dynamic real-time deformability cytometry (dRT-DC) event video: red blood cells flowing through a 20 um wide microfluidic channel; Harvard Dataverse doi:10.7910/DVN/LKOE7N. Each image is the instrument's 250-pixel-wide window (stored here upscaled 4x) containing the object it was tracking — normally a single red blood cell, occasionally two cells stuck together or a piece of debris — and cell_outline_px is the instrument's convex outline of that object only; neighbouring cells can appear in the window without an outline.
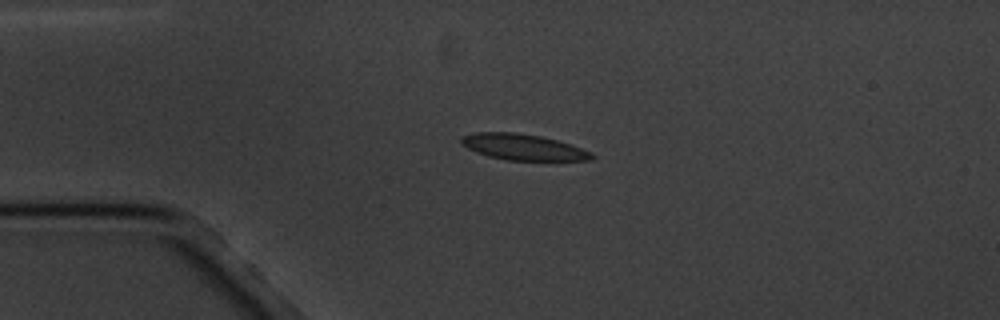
{"species": "common noctule bat (a hibernating species)", "species_latin": "Nyctalus noctula", "temperature_condition": "cold", "stored_images_in_passage": 5, "camera_frame_rate_fps": 3000, "um_per_image_px": 0.085, "animal": {"sex": "male", "body_mass_g": 20.1, "forearm_length_mm": 53.5}, "frame": {"image": 1, "passage_image": 3, "time_ms": 2.333, "image_size_px": [1000, 320], "cell_outline_px": [[596, 156], [592, 160], [508, 160], [488, 156], [476, 152], [460, 144], [460, 140], [464, 136], [476, 132], [516, 132], [540, 136], [556, 140], [580, 148]], "centroid_in_image_um": [44.42, 12.5], "position_along_channel_um": 40.6, "area_um2": 19.48}}
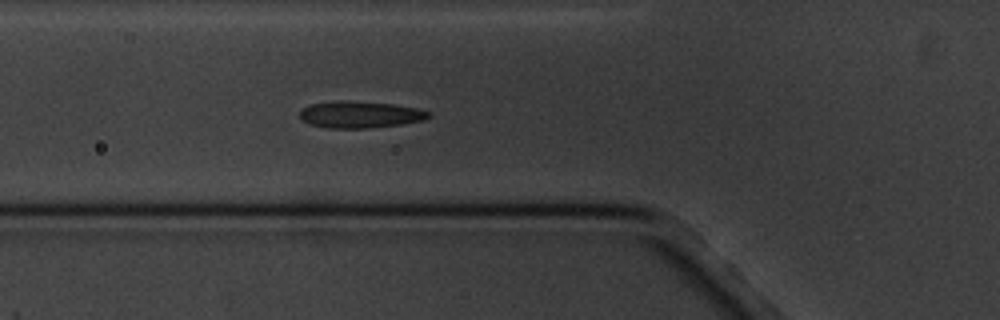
{"frame": {"image": 2, "passage_image": 5, "time_ms": 4.667, "image_size_px": [1000, 320], "cell_outline_px": [[432, 116], [424, 120], [404, 124], [368, 128], [324, 128], [312, 124], [304, 120], [300, 116], [300, 112], [304, 108], [312, 104], [392, 104], [416, 108], [432, 112]], "centroid_in_image_um": [30.74, 9.81], "position_along_channel_um": 95.1, "area_um2": 18.79}}